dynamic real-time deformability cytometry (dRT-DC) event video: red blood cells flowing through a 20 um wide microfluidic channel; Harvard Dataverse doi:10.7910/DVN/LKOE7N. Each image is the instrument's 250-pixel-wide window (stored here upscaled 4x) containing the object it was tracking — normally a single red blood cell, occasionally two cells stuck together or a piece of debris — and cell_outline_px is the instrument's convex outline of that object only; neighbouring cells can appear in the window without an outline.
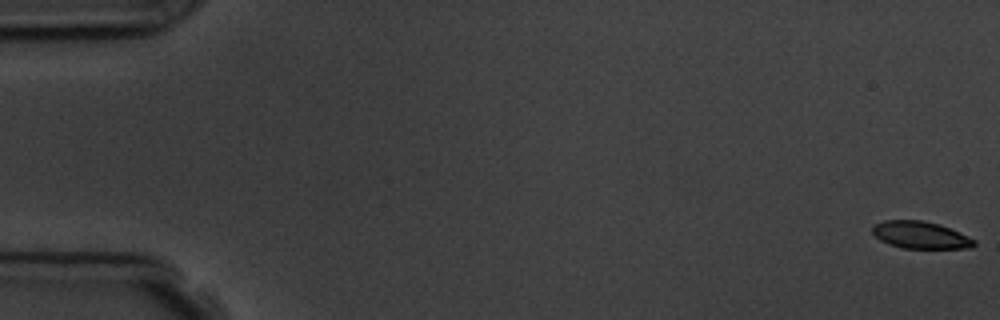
{"species": "common noctule bat (a hibernating species)", "species_latin": "Nyctalus noctula", "temperature_condition": "room temperature", "stored_images_in_passage": 5, "camera_frame_rate_fps": 3000, "um_per_image_px": 0.085, "animal": {"sex": "male", "body_mass_g": 19.5, "forearm_length_mm": 54.6}, "frame": {"image": 1, "passage_image": 1, "time_ms": 0.0, "image_size_px": [1000, 320], "cell_outline_px": [[976, 244], [972, 248], [904, 248], [888, 244], [880, 240], [872, 232], [872, 228], [876, 224], [884, 220], [920, 220], [940, 224], [976, 240]], "centroid_in_image_um": [78.25, 19.98], "position_along_channel_um": 6.8, "area_um2": 16.01}}
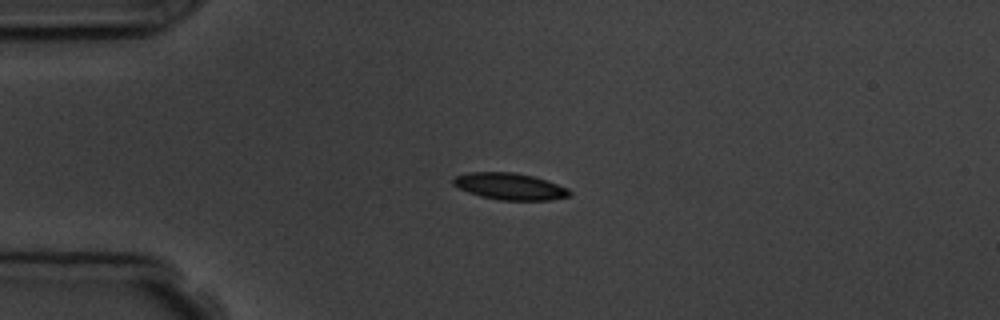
{"frame": {"image": 2, "passage_image": 4, "time_ms": 4.333, "image_size_px": [1000, 320], "cell_outline_px": [[572, 192], [568, 196], [552, 200], [500, 200], [480, 196], [468, 192], [452, 184], [452, 180], [456, 176], [468, 172], [512, 172], [532, 176], [568, 188]], "centroid_in_image_um": [43.31, 15.84], "position_along_channel_um": 41.7, "area_um2": 17.92}}